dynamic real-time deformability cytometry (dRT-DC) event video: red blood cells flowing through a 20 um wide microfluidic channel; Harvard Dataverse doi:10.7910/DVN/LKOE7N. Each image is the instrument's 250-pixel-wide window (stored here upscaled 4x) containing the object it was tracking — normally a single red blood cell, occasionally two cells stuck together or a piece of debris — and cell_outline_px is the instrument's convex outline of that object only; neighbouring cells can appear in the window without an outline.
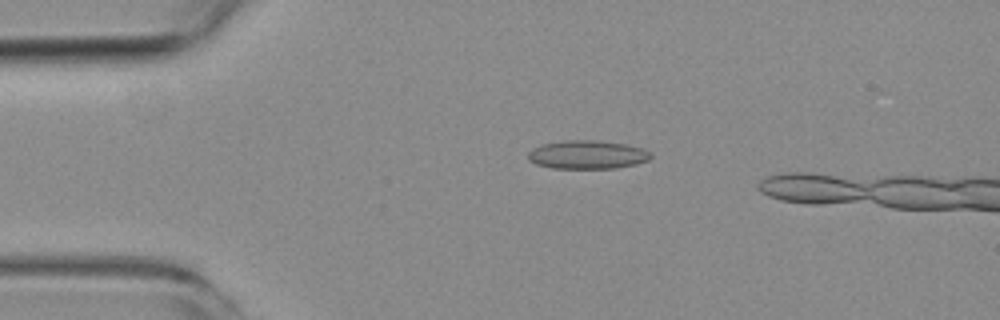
{"species": "common noctule bat (a hibernating species)", "species_latin": "Nyctalus noctula", "temperature_condition": "room temperature", "stored_images_in_passage": 6, "camera_frame_rate_fps": 3000, "um_per_image_px": 0.085, "animal": {"sex": "female", "body_mass_g": 19.3, "forearm_length_mm": 54.1}, "frame": {"image": 1, "passage_image": 4, "time_ms": 3.667, "image_size_px": [1000, 320], "cell_outline_px": [[652, 156], [648, 160], [636, 164], [616, 168], [552, 168], [536, 164], [528, 160], [528, 152], [532, 148], [540, 144], [564, 140], [600, 140], [628, 144], [644, 148], [652, 152]], "centroid_in_image_um": [49.94, 13.13], "position_along_channel_um": 35.1, "area_um2": 20.75}}